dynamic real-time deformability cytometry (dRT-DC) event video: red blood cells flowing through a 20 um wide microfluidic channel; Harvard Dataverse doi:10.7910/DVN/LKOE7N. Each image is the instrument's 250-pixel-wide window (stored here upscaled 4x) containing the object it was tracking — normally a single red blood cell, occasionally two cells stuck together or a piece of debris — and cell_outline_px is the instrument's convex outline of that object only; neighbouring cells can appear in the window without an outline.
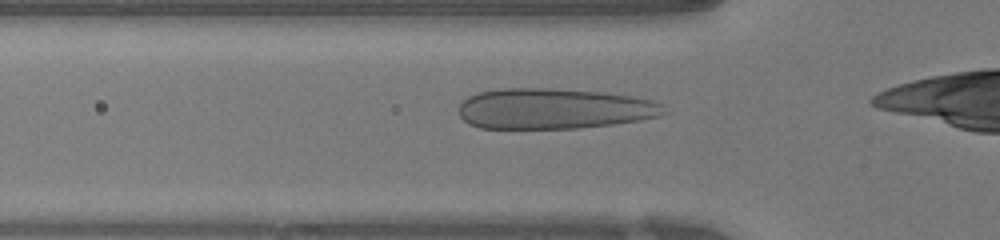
{"species": "human", "species_latin": "Homo sapiens", "temperature_condition": "warm", "stored_images_in_passage": 26, "camera_frame_rate_fps": 3000, "um_per_image_px": 0.085, "donor": {"sex": "female"}, "frame": {"image": 1, "passage_image": 3, "time_ms": 0.667, "image_size_px": [1000, 240], "cell_outline_px": [[668, 112], [660, 116], [640, 120], [612, 124], [580, 128], [480, 128], [468, 124], [460, 116], [460, 104], [468, 96], [480, 92], [504, 88], [552, 88], [600, 92], [632, 96], [652, 100], [660, 104]], "centroid_in_image_um": [47.09, 9.24], "position_along_channel_um": 78.7, "area_um2": 48.49}}
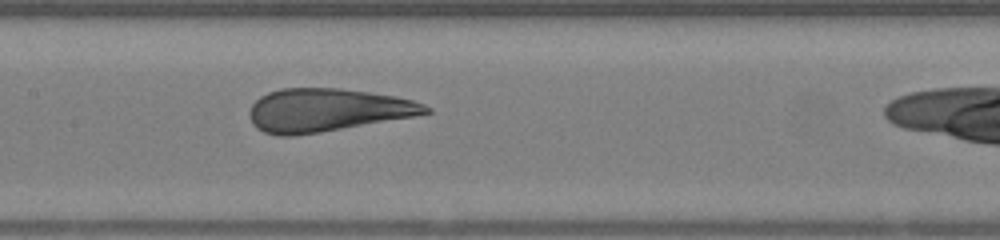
{"frame": {"image": 2, "passage_image": 10, "time_ms": 3.0, "image_size_px": [1000, 240], "cell_outline_px": [[432, 112], [412, 116], [320, 132], [292, 136], [280, 136], [264, 132], [256, 128], [252, 124], [248, 112], [252, 104], [260, 96], [268, 92], [280, 88], [340, 88], [396, 96], [412, 100], [424, 104], [432, 108]], "centroid_in_image_um": [27.75, 9.35], "position_along_channel_um": 179.6, "area_um2": 44.04}}
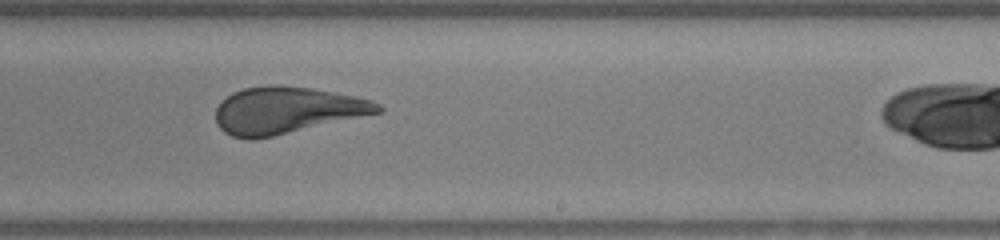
{"frame": {"image": 3, "passage_image": 16, "time_ms": 5.0, "image_size_px": [1000, 240], "cell_outline_px": [[384, 108], [380, 112], [272, 136], [252, 140], [248, 140], [232, 136], [224, 132], [216, 124], [216, 108], [220, 100], [232, 92], [244, 88], [268, 84], [276, 84], [312, 88], [356, 96], [372, 100], [380, 104]], "centroid_in_image_um": [24.32, 9.35], "position_along_channel_um": 264.7, "area_um2": 44.22}}